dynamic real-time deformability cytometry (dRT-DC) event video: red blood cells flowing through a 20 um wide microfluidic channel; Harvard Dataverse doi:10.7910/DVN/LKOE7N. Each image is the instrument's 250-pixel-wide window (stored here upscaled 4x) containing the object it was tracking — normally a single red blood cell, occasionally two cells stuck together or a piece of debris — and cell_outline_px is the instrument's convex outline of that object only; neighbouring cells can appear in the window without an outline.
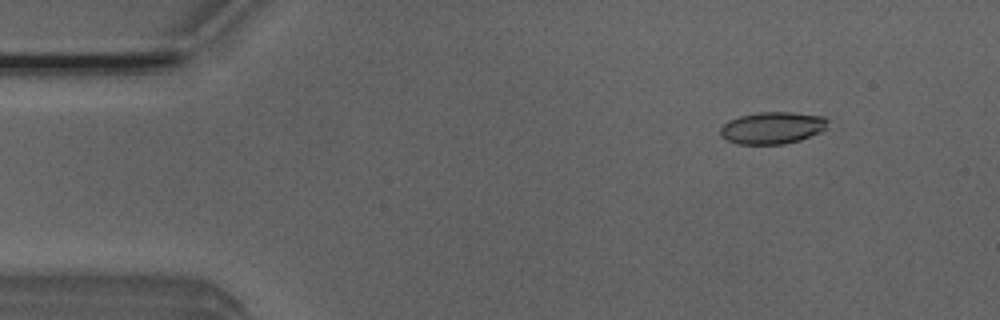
{"species": "Egyptian fruit bat (a non-hibernating species)", "species_latin": "Rousettus aegyptiacus", "temperature_condition": "room temperature", "stored_images_in_passage": 4, "camera_frame_rate_fps": 3000, "um_per_image_px": 0.085, "animal": {"sex": "male"}, "frame": {"image": 1, "passage_image": 2, "time_ms": 0.333, "image_size_px": [1000, 320], "cell_outline_px": [[828, 128], [820, 132], [800, 140], [784, 144], [736, 144], [720, 136], [720, 128], [728, 120], [740, 116], [760, 112], [792, 112], [824, 116], [828, 120]], "centroid_in_image_um": [65.67, 10.87], "position_along_channel_um": 19.3, "area_um2": 20.17}}